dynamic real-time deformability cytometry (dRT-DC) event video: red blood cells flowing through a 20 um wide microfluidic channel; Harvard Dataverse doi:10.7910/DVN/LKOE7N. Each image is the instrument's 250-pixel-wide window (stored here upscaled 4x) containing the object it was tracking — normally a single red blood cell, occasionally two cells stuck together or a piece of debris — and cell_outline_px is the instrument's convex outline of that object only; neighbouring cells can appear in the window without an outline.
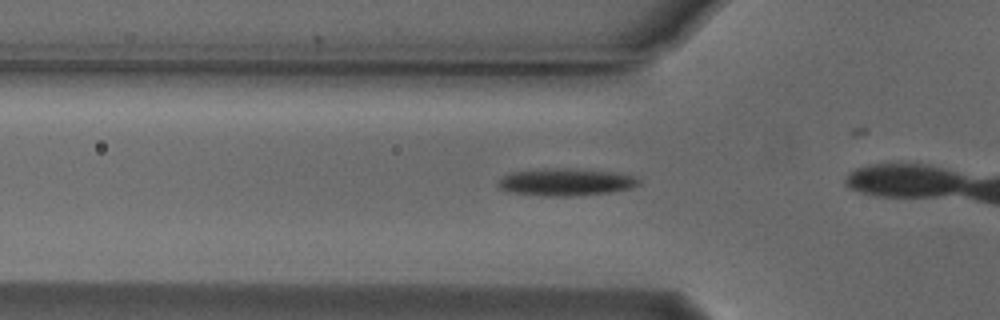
{"species": "Egyptian fruit bat (a non-hibernating species)", "species_latin": "Rousettus aegyptiacus", "temperature_condition": "cold", "stored_images_in_passage": 8, "camera_frame_rate_fps": 3000, "um_per_image_px": 0.085, "animal": {"sex": "male"}, "frame": {"image": 1, "passage_image": 3, "time_ms": 0.667, "image_size_px": [1000, 320], "cell_outline_px": [[640, 184], [632, 188], [608, 192], [568, 196], [544, 196], [508, 192], [500, 188], [496, 184], [496, 180], [508, 172], [544, 168], [568, 168], [612, 172], [636, 176], [640, 180]], "centroid_in_image_um": [48.02, 15.46], "position_along_channel_um": 77.8, "area_um2": 22.6}}
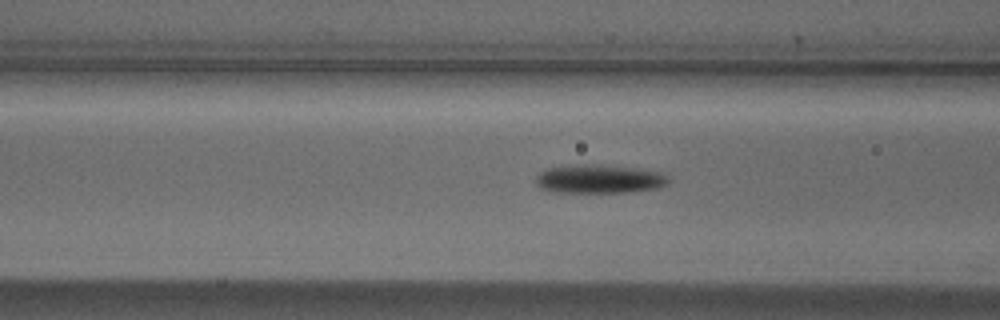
{"frame": {"image": 2, "passage_image": 6, "time_ms": 1.667, "image_size_px": [1000, 320], "cell_outline_px": [[668, 184], [656, 188], [628, 192], [552, 192], [540, 188], [536, 184], [536, 176], [544, 168], [584, 164], [636, 168], [660, 172], [668, 180]], "centroid_in_image_um": [50.86, 15.22], "position_along_channel_um": 115.7, "area_um2": 21.91}}